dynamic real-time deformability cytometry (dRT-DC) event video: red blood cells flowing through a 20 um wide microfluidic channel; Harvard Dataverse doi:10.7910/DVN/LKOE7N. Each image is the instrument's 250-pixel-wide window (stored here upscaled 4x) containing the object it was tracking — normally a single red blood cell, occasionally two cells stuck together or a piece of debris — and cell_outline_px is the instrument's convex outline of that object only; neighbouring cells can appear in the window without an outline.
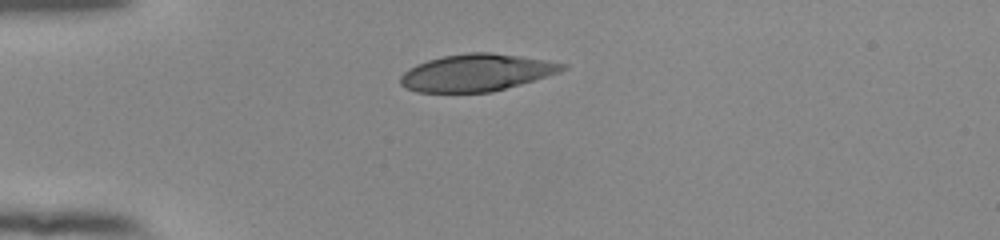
{"species": "human", "species_latin": "Homo sapiens", "temperature_condition": "room temperature", "stored_images_in_passage": 32, "camera_frame_rate_fps": 3000, "um_per_image_px": 0.085, "donor": {"sex": "female"}, "frame": {"image": 1, "passage_image": 1, "time_ms": 0.0, "image_size_px": [1000, 240], "cell_outline_px": [[568, 68], [560, 72], [520, 84], [492, 92], [416, 92], [400, 84], [400, 76], [408, 68], [416, 64], [428, 60], [444, 56], [468, 52], [492, 52], [548, 60], [568, 64]], "centroid_in_image_um": [40.52, 6.16], "position_along_channel_um": 44.5, "area_um2": 35.03}}
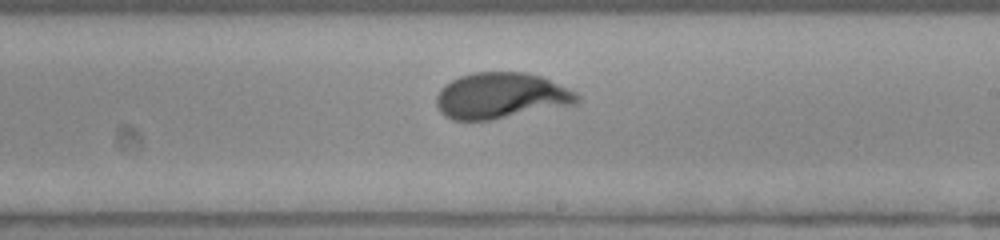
{"frame": {"image": 2, "passage_image": 19, "time_ms": 6.0, "image_size_px": [1000, 240], "cell_outline_px": [[580, 104], [492, 120], [452, 120], [444, 116], [440, 112], [436, 104], [436, 96], [440, 88], [444, 84], [460, 76], [472, 72], [524, 72], [540, 76], [576, 92], [580, 96]], "centroid_in_image_um": [42.59, 8.15], "position_along_channel_um": 246.4, "area_um2": 38.15}}
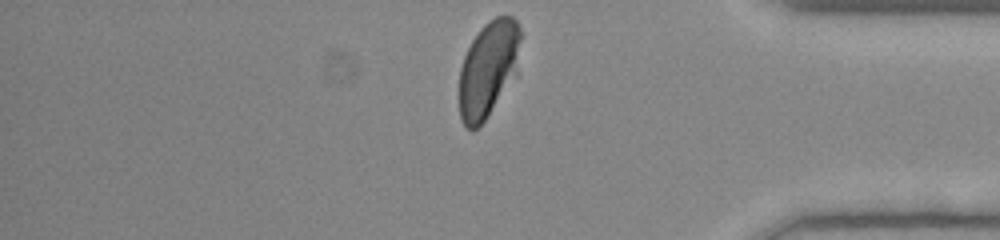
{"frame": {"image": 3, "passage_image": 32, "time_ms": 10.333, "image_size_px": [1000, 240], "cell_outline_px": [[520, 40], [516, 76], [484, 120], [472, 132], [460, 120], [460, 68], [464, 56], [472, 40], [480, 28], [484, 24], [496, 16], [512, 16], [516, 20], [520, 28]], "centroid_in_image_um": [41.5, 5.84], "position_along_channel_um": 393.7, "area_um2": 34.1}, "authors_computed_cell_mechanics": {"area_um2": 37.2521, "velocity_mm_per_s": 3.8434, "shape_relaxation_time_tau1_ms": 3.986, "shape_relaxation_time_tau2_ms": null, "deformation_change_tau1": 0.1749, "deformation_change_tau2": null}}